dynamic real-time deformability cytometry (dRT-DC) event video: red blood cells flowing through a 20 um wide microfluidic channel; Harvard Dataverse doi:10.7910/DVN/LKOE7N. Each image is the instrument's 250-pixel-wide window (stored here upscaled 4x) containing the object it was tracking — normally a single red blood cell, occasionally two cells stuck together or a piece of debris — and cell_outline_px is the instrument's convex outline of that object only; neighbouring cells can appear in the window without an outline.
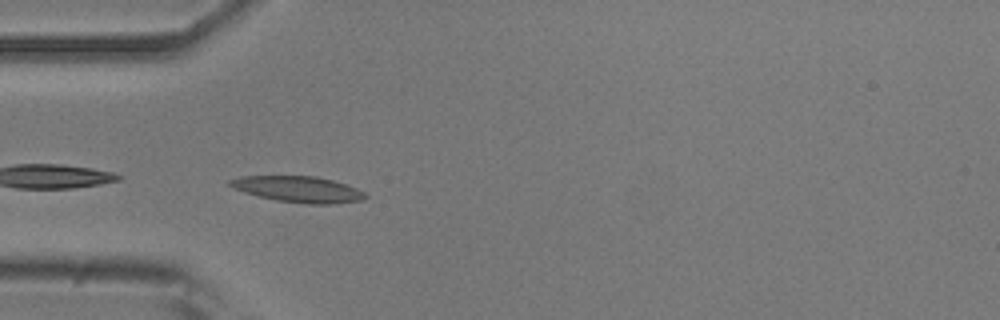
{"species": "common noctule bat (a hibernating species)", "species_latin": "Nyctalus noctula", "temperature_condition": "room temperature", "stored_images_in_passage": 35, "camera_frame_rate_fps": 3000, "um_per_image_px": 0.085, "animal": {"sex": "male", "body_mass_g": 20.5, "forearm_length_mm": 52.5}, "frame": {"image": 1, "passage_image": 1, "time_ms": 0.0, "image_size_px": [1000, 320], "cell_outline_px": [[368, 196], [360, 200], [332, 204], [308, 204], [276, 200], [244, 192], [228, 184], [228, 180], [240, 176], [316, 176], [332, 180], [356, 188], [364, 192]], "centroid_in_image_um": [25.35, 16.08], "position_along_channel_um": 59.7, "area_um2": 20.29}, "authors_computed_cell_mechanics": {"area_um2": 18.5538, "velocity_mm_per_s": 3.7712, "shape_relaxation_time_tau1_ms": 3.676, "shape_relaxation_time_tau2_ms": 4.2814, "deformation_change_tau1": 0.105, "deformation_change_tau2": 0.1068}}